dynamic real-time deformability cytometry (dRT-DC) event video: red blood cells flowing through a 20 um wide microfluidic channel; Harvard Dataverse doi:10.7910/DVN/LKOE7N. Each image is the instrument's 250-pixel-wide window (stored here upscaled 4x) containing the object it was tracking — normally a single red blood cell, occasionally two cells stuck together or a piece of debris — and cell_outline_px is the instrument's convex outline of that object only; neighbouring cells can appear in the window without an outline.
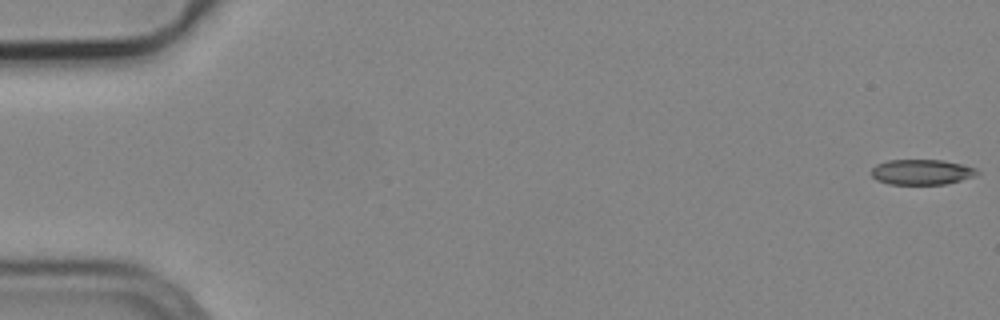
{"species": "common noctule bat (a hibernating species)", "species_latin": "Nyctalus noctula", "temperature_condition": "cold", "stored_images_in_passage": 17, "camera_frame_rate_fps": 3000, "um_per_image_px": 0.085, "animal": {"sex": "male", "body_mass_g": 19.2, "forearm_length_mm": 51.8}, "frame": {"image": 1, "passage_image": 1, "time_ms": 0.0, "image_size_px": [1000, 320], "cell_outline_px": [[980, 172], [976, 176], [944, 184], [888, 184], [876, 180], [872, 176], [872, 168], [876, 164], [888, 160], [944, 160], [976, 168]], "centroid_in_image_um": [78.34, 14.62], "position_along_channel_um": 6.7, "area_um2": 15.61}}
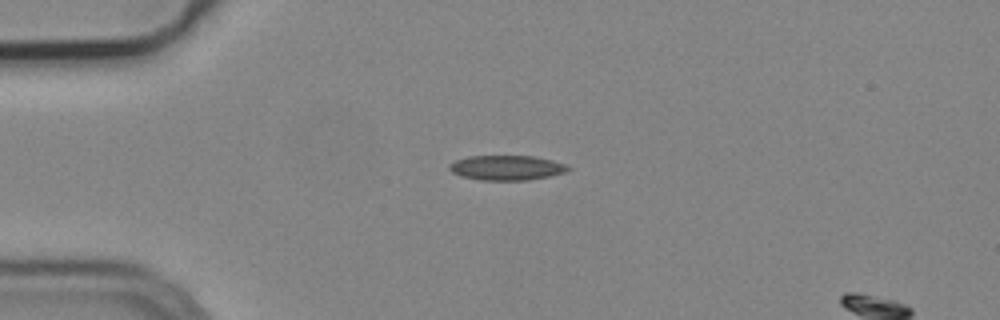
{"frame": {"image": 2, "passage_image": 14, "time_ms": 4.333, "image_size_px": [1000, 320], "cell_outline_px": [[572, 168], [564, 172], [552, 176], [528, 180], [480, 180], [460, 176], [452, 172], [448, 168], [448, 164], [456, 160], [468, 156], [532, 156], [552, 160], [564, 164]], "centroid_in_image_um": [43.04, 14.26], "position_along_channel_um": 42.0, "area_um2": 17.22}}